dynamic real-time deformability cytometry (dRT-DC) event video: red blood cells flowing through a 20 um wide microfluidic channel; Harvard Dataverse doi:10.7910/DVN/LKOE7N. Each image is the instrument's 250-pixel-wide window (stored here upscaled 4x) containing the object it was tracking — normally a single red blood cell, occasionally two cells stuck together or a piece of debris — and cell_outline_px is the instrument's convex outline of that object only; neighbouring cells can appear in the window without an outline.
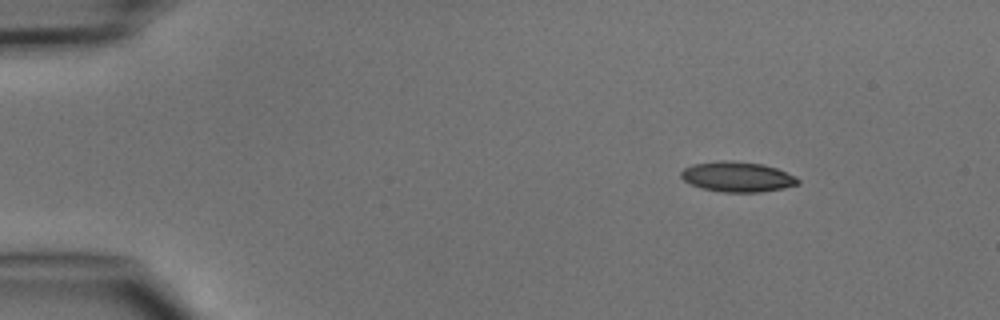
{"species": "common noctule bat (a hibernating species)", "species_latin": "Nyctalus noctula", "temperature_condition": "cold", "stored_images_in_passage": 2, "camera_frame_rate_fps": 3000, "um_per_image_px": 0.085, "animal": {"sex": "male", "body_mass_g": 15.6}, "frame": {"image": 1, "passage_image": 2, "time_ms": 2.333, "image_size_px": [1000, 320], "cell_outline_px": [[800, 184], [784, 188], [760, 192], [724, 192], [704, 188], [692, 184], [684, 180], [680, 176], [680, 172], [684, 168], [692, 164], [720, 160], [728, 160], [764, 164], [776, 168], [796, 176], [800, 180]], "centroid_in_image_um": [62.7, 15.02], "position_along_channel_um": 22.3, "area_um2": 20.58}}